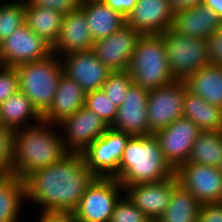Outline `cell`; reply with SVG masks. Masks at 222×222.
Masks as SVG:
<instances>
[{"mask_svg":"<svg viewBox=\"0 0 222 222\" xmlns=\"http://www.w3.org/2000/svg\"><path fill=\"white\" fill-rule=\"evenodd\" d=\"M26 200L25 185L14 174L0 176V222H19Z\"/></svg>","mask_w":222,"mask_h":222,"instance_id":"4316f807","label":"cell"},{"mask_svg":"<svg viewBox=\"0 0 222 222\" xmlns=\"http://www.w3.org/2000/svg\"><path fill=\"white\" fill-rule=\"evenodd\" d=\"M222 26L217 14L200 3L193 7L176 10L172 29L184 36L207 39Z\"/></svg>","mask_w":222,"mask_h":222,"instance_id":"d6986e66","label":"cell"},{"mask_svg":"<svg viewBox=\"0 0 222 222\" xmlns=\"http://www.w3.org/2000/svg\"><path fill=\"white\" fill-rule=\"evenodd\" d=\"M134 84L151 91L176 81L169 69L161 34H143L127 69Z\"/></svg>","mask_w":222,"mask_h":222,"instance_id":"277c9868","label":"cell"},{"mask_svg":"<svg viewBox=\"0 0 222 222\" xmlns=\"http://www.w3.org/2000/svg\"><path fill=\"white\" fill-rule=\"evenodd\" d=\"M222 161V130L201 131L194 141L188 163L219 167Z\"/></svg>","mask_w":222,"mask_h":222,"instance_id":"f1b7e54d","label":"cell"},{"mask_svg":"<svg viewBox=\"0 0 222 222\" xmlns=\"http://www.w3.org/2000/svg\"><path fill=\"white\" fill-rule=\"evenodd\" d=\"M93 43L85 14L79 8L63 16L61 32L53 53L59 57L72 52L88 51L92 50Z\"/></svg>","mask_w":222,"mask_h":222,"instance_id":"ffe728a7","label":"cell"},{"mask_svg":"<svg viewBox=\"0 0 222 222\" xmlns=\"http://www.w3.org/2000/svg\"><path fill=\"white\" fill-rule=\"evenodd\" d=\"M174 174L178 183L201 204L222 202V173L219 167L186 162Z\"/></svg>","mask_w":222,"mask_h":222,"instance_id":"4fadbf2b","label":"cell"},{"mask_svg":"<svg viewBox=\"0 0 222 222\" xmlns=\"http://www.w3.org/2000/svg\"><path fill=\"white\" fill-rule=\"evenodd\" d=\"M80 9L85 14L94 42L108 37L126 24V18L103 0H82Z\"/></svg>","mask_w":222,"mask_h":222,"instance_id":"7402d4cb","label":"cell"},{"mask_svg":"<svg viewBox=\"0 0 222 222\" xmlns=\"http://www.w3.org/2000/svg\"><path fill=\"white\" fill-rule=\"evenodd\" d=\"M178 184L175 174L163 181L123 186L125 195L152 222H156L167 209L173 188Z\"/></svg>","mask_w":222,"mask_h":222,"instance_id":"e0dca14e","label":"cell"},{"mask_svg":"<svg viewBox=\"0 0 222 222\" xmlns=\"http://www.w3.org/2000/svg\"><path fill=\"white\" fill-rule=\"evenodd\" d=\"M18 91L19 80L16 68L0 65V104Z\"/></svg>","mask_w":222,"mask_h":222,"instance_id":"e575fe53","label":"cell"},{"mask_svg":"<svg viewBox=\"0 0 222 222\" xmlns=\"http://www.w3.org/2000/svg\"><path fill=\"white\" fill-rule=\"evenodd\" d=\"M161 35L164 39L169 69L175 80L185 81L192 73L210 65L207 39L180 35L172 28Z\"/></svg>","mask_w":222,"mask_h":222,"instance_id":"8992f818","label":"cell"},{"mask_svg":"<svg viewBox=\"0 0 222 222\" xmlns=\"http://www.w3.org/2000/svg\"><path fill=\"white\" fill-rule=\"evenodd\" d=\"M183 117L193 121L201 131L222 130V109L188 90L186 83Z\"/></svg>","mask_w":222,"mask_h":222,"instance_id":"d4e9b609","label":"cell"},{"mask_svg":"<svg viewBox=\"0 0 222 222\" xmlns=\"http://www.w3.org/2000/svg\"><path fill=\"white\" fill-rule=\"evenodd\" d=\"M155 135L132 136L124 149L116 179L122 186L155 183L174 175Z\"/></svg>","mask_w":222,"mask_h":222,"instance_id":"3957f363","label":"cell"},{"mask_svg":"<svg viewBox=\"0 0 222 222\" xmlns=\"http://www.w3.org/2000/svg\"><path fill=\"white\" fill-rule=\"evenodd\" d=\"M171 7L176 10L186 9L202 3V0H169Z\"/></svg>","mask_w":222,"mask_h":222,"instance_id":"60d3db41","label":"cell"},{"mask_svg":"<svg viewBox=\"0 0 222 222\" xmlns=\"http://www.w3.org/2000/svg\"><path fill=\"white\" fill-rule=\"evenodd\" d=\"M210 65L222 67V26L207 38Z\"/></svg>","mask_w":222,"mask_h":222,"instance_id":"8d00e7d4","label":"cell"},{"mask_svg":"<svg viewBox=\"0 0 222 222\" xmlns=\"http://www.w3.org/2000/svg\"><path fill=\"white\" fill-rule=\"evenodd\" d=\"M31 6L49 8L63 15L76 11L81 7L82 0H26Z\"/></svg>","mask_w":222,"mask_h":222,"instance_id":"d590c367","label":"cell"},{"mask_svg":"<svg viewBox=\"0 0 222 222\" xmlns=\"http://www.w3.org/2000/svg\"><path fill=\"white\" fill-rule=\"evenodd\" d=\"M148 96V90L132 83L110 128L133 137L150 136L147 118Z\"/></svg>","mask_w":222,"mask_h":222,"instance_id":"2e32d148","label":"cell"},{"mask_svg":"<svg viewBox=\"0 0 222 222\" xmlns=\"http://www.w3.org/2000/svg\"><path fill=\"white\" fill-rule=\"evenodd\" d=\"M124 192L114 177H96L87 187L77 209L73 212L78 222H110L115 204Z\"/></svg>","mask_w":222,"mask_h":222,"instance_id":"52a82bcc","label":"cell"},{"mask_svg":"<svg viewBox=\"0 0 222 222\" xmlns=\"http://www.w3.org/2000/svg\"><path fill=\"white\" fill-rule=\"evenodd\" d=\"M84 107L96 113L109 127L114 122L118 110L101 89L86 93Z\"/></svg>","mask_w":222,"mask_h":222,"instance_id":"4dcf8cb0","label":"cell"},{"mask_svg":"<svg viewBox=\"0 0 222 222\" xmlns=\"http://www.w3.org/2000/svg\"><path fill=\"white\" fill-rule=\"evenodd\" d=\"M57 124L40 123L14 130L12 148L13 174L24 180L36 170L60 161L69 152L63 138L54 130Z\"/></svg>","mask_w":222,"mask_h":222,"instance_id":"7a4b0ae2","label":"cell"},{"mask_svg":"<svg viewBox=\"0 0 222 222\" xmlns=\"http://www.w3.org/2000/svg\"><path fill=\"white\" fill-rule=\"evenodd\" d=\"M142 35L139 30L125 24L108 37L95 41L92 51L111 72L126 71Z\"/></svg>","mask_w":222,"mask_h":222,"instance_id":"5bb4252c","label":"cell"},{"mask_svg":"<svg viewBox=\"0 0 222 222\" xmlns=\"http://www.w3.org/2000/svg\"><path fill=\"white\" fill-rule=\"evenodd\" d=\"M219 169H220V171H221V173H222V161H221V164H220V166H219Z\"/></svg>","mask_w":222,"mask_h":222,"instance_id":"7bdbcfd3","label":"cell"},{"mask_svg":"<svg viewBox=\"0 0 222 222\" xmlns=\"http://www.w3.org/2000/svg\"><path fill=\"white\" fill-rule=\"evenodd\" d=\"M174 13L169 0H138L126 24L142 34H162L172 28Z\"/></svg>","mask_w":222,"mask_h":222,"instance_id":"ac0fdd59","label":"cell"},{"mask_svg":"<svg viewBox=\"0 0 222 222\" xmlns=\"http://www.w3.org/2000/svg\"><path fill=\"white\" fill-rule=\"evenodd\" d=\"M13 134V129L5 126H0V176L13 174Z\"/></svg>","mask_w":222,"mask_h":222,"instance_id":"836d02e7","label":"cell"},{"mask_svg":"<svg viewBox=\"0 0 222 222\" xmlns=\"http://www.w3.org/2000/svg\"><path fill=\"white\" fill-rule=\"evenodd\" d=\"M200 132L193 121L182 116L154 134L160 143L164 159L174 171L187 162Z\"/></svg>","mask_w":222,"mask_h":222,"instance_id":"8fae6325","label":"cell"},{"mask_svg":"<svg viewBox=\"0 0 222 222\" xmlns=\"http://www.w3.org/2000/svg\"><path fill=\"white\" fill-rule=\"evenodd\" d=\"M41 121L42 114L21 91L0 104V122L2 126L16 130L36 125Z\"/></svg>","mask_w":222,"mask_h":222,"instance_id":"603a6c76","label":"cell"},{"mask_svg":"<svg viewBox=\"0 0 222 222\" xmlns=\"http://www.w3.org/2000/svg\"><path fill=\"white\" fill-rule=\"evenodd\" d=\"M15 68L18 73L19 91L43 114L53 101L63 73L60 58L53 53L44 59L20 64Z\"/></svg>","mask_w":222,"mask_h":222,"instance_id":"5b68a950","label":"cell"},{"mask_svg":"<svg viewBox=\"0 0 222 222\" xmlns=\"http://www.w3.org/2000/svg\"><path fill=\"white\" fill-rule=\"evenodd\" d=\"M85 95L86 92L73 79L62 73L53 101L42 114V121L58 124L75 114L84 107Z\"/></svg>","mask_w":222,"mask_h":222,"instance_id":"44dd1931","label":"cell"},{"mask_svg":"<svg viewBox=\"0 0 222 222\" xmlns=\"http://www.w3.org/2000/svg\"><path fill=\"white\" fill-rule=\"evenodd\" d=\"M202 4L213 10L222 20V0H202Z\"/></svg>","mask_w":222,"mask_h":222,"instance_id":"b9f144b4","label":"cell"},{"mask_svg":"<svg viewBox=\"0 0 222 222\" xmlns=\"http://www.w3.org/2000/svg\"><path fill=\"white\" fill-rule=\"evenodd\" d=\"M95 178L82 154L69 152L57 163L36 170L23 180L24 203H37L39 211L73 213Z\"/></svg>","mask_w":222,"mask_h":222,"instance_id":"6da1fadb","label":"cell"},{"mask_svg":"<svg viewBox=\"0 0 222 222\" xmlns=\"http://www.w3.org/2000/svg\"><path fill=\"white\" fill-rule=\"evenodd\" d=\"M200 207L196 197L178 183L167 209L156 222H198Z\"/></svg>","mask_w":222,"mask_h":222,"instance_id":"83f0119b","label":"cell"},{"mask_svg":"<svg viewBox=\"0 0 222 222\" xmlns=\"http://www.w3.org/2000/svg\"><path fill=\"white\" fill-rule=\"evenodd\" d=\"M63 74L73 79L86 93L102 89L111 73L92 50L59 56Z\"/></svg>","mask_w":222,"mask_h":222,"instance_id":"9a60e30c","label":"cell"},{"mask_svg":"<svg viewBox=\"0 0 222 222\" xmlns=\"http://www.w3.org/2000/svg\"><path fill=\"white\" fill-rule=\"evenodd\" d=\"M198 222H222V202L201 204Z\"/></svg>","mask_w":222,"mask_h":222,"instance_id":"74e56055","label":"cell"},{"mask_svg":"<svg viewBox=\"0 0 222 222\" xmlns=\"http://www.w3.org/2000/svg\"><path fill=\"white\" fill-rule=\"evenodd\" d=\"M63 16L56 10L31 6L25 0V24L52 47L59 38Z\"/></svg>","mask_w":222,"mask_h":222,"instance_id":"484cf974","label":"cell"},{"mask_svg":"<svg viewBox=\"0 0 222 222\" xmlns=\"http://www.w3.org/2000/svg\"><path fill=\"white\" fill-rule=\"evenodd\" d=\"M133 83L128 70L111 72L102 85V91L113 101L118 108L123 103L126 93Z\"/></svg>","mask_w":222,"mask_h":222,"instance_id":"1f68e13d","label":"cell"},{"mask_svg":"<svg viewBox=\"0 0 222 222\" xmlns=\"http://www.w3.org/2000/svg\"><path fill=\"white\" fill-rule=\"evenodd\" d=\"M24 23L25 0L0 1V42Z\"/></svg>","mask_w":222,"mask_h":222,"instance_id":"f546056e","label":"cell"},{"mask_svg":"<svg viewBox=\"0 0 222 222\" xmlns=\"http://www.w3.org/2000/svg\"><path fill=\"white\" fill-rule=\"evenodd\" d=\"M37 222H78L72 212L41 211Z\"/></svg>","mask_w":222,"mask_h":222,"instance_id":"f35d334b","label":"cell"},{"mask_svg":"<svg viewBox=\"0 0 222 222\" xmlns=\"http://www.w3.org/2000/svg\"><path fill=\"white\" fill-rule=\"evenodd\" d=\"M114 11L119 12L125 18L133 10L138 0H103Z\"/></svg>","mask_w":222,"mask_h":222,"instance_id":"ab89813d","label":"cell"},{"mask_svg":"<svg viewBox=\"0 0 222 222\" xmlns=\"http://www.w3.org/2000/svg\"><path fill=\"white\" fill-rule=\"evenodd\" d=\"M53 54V47L24 23L0 42V65L18 66Z\"/></svg>","mask_w":222,"mask_h":222,"instance_id":"30bf717a","label":"cell"},{"mask_svg":"<svg viewBox=\"0 0 222 222\" xmlns=\"http://www.w3.org/2000/svg\"><path fill=\"white\" fill-rule=\"evenodd\" d=\"M57 127L60 132L63 129L64 133L61 136L65 148L72 153H82L109 128L96 113L86 107H82L75 114L64 118L57 124Z\"/></svg>","mask_w":222,"mask_h":222,"instance_id":"7c38bea8","label":"cell"},{"mask_svg":"<svg viewBox=\"0 0 222 222\" xmlns=\"http://www.w3.org/2000/svg\"><path fill=\"white\" fill-rule=\"evenodd\" d=\"M131 137L109 127L81 153L87 168L96 177L116 178L120 159Z\"/></svg>","mask_w":222,"mask_h":222,"instance_id":"ba28073f","label":"cell"},{"mask_svg":"<svg viewBox=\"0 0 222 222\" xmlns=\"http://www.w3.org/2000/svg\"><path fill=\"white\" fill-rule=\"evenodd\" d=\"M122 196L115 204L110 222H152L126 195Z\"/></svg>","mask_w":222,"mask_h":222,"instance_id":"d6a6232c","label":"cell"},{"mask_svg":"<svg viewBox=\"0 0 222 222\" xmlns=\"http://www.w3.org/2000/svg\"><path fill=\"white\" fill-rule=\"evenodd\" d=\"M187 89L222 109V67L208 65L185 80Z\"/></svg>","mask_w":222,"mask_h":222,"instance_id":"cb8c5ba5","label":"cell"},{"mask_svg":"<svg viewBox=\"0 0 222 222\" xmlns=\"http://www.w3.org/2000/svg\"><path fill=\"white\" fill-rule=\"evenodd\" d=\"M185 81H174L169 85L149 91L147 100L148 132L154 135L173 121L183 116Z\"/></svg>","mask_w":222,"mask_h":222,"instance_id":"9c48e42d","label":"cell"}]
</instances>
